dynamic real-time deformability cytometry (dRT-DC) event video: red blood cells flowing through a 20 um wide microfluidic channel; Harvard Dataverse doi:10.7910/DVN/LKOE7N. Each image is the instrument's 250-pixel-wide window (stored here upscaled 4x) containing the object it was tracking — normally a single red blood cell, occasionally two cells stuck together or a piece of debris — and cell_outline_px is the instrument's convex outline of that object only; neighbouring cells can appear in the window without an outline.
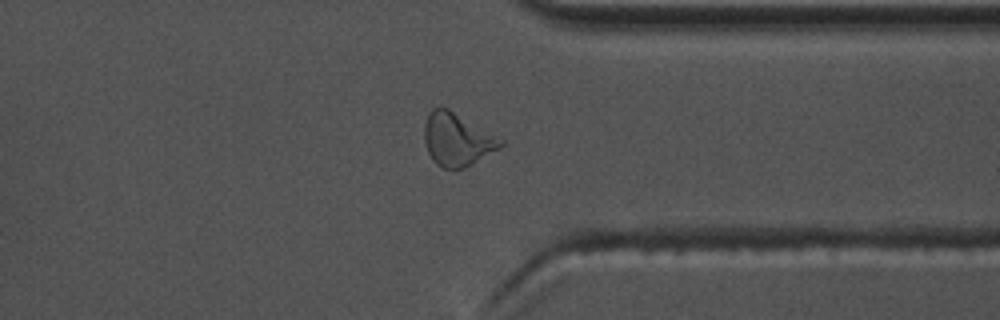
{"species": "common noctule bat (a hibernating species)", "species_latin": "Nyctalus noctula", "temperature_condition": "warm", "stored_images_in_passage": 53, "camera_frame_rate_fps": 3000, "um_per_image_px": 0.085, "animal": {"sex": "male", "body_mass_g": 17.5, "forearm_length_mm": 52.3}, "frame": {"image": 1, "passage_image": 41, "time_ms": 13.333, "image_size_px": [1000, 320], "cell_outline_px": [[504, 144], [500, 148], [472, 164], [464, 168], [444, 168], [436, 164], [432, 160], [428, 152], [424, 140], [424, 124], [428, 112], [432, 108], [440, 104], [448, 108], [504, 140]], "centroid_in_image_um": [38.82, 11.83], "position_along_channel_um": 372.6, "area_um2": 23.64}}
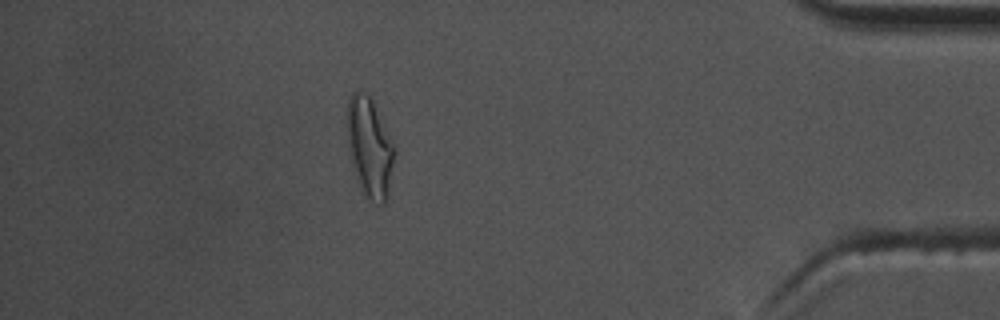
{"frame": {"image": 2, "passage_image": 47, "time_ms": 15.333, "image_size_px": [1000, 320], "cell_outline_px": [[396, 152], [388, 196], [384, 204], [380, 204], [368, 200], [356, 176], [348, 152], [348, 100], [352, 92], [364, 92], [372, 100]], "centroid_in_image_um": [31.43, 12.58], "position_along_channel_um": 403.8, "area_um2": 26.88}, "authors_computed_cell_mechanics": {"area_um2": 21.5016, "velocity_mm_per_s": 3.677, "shape_relaxation_time_tau1_ms": null, "shape_relaxation_time_tau2_ms": 2.2471, "deformation_change_tau1": null, "deformation_change_tau2": 0.1105}}